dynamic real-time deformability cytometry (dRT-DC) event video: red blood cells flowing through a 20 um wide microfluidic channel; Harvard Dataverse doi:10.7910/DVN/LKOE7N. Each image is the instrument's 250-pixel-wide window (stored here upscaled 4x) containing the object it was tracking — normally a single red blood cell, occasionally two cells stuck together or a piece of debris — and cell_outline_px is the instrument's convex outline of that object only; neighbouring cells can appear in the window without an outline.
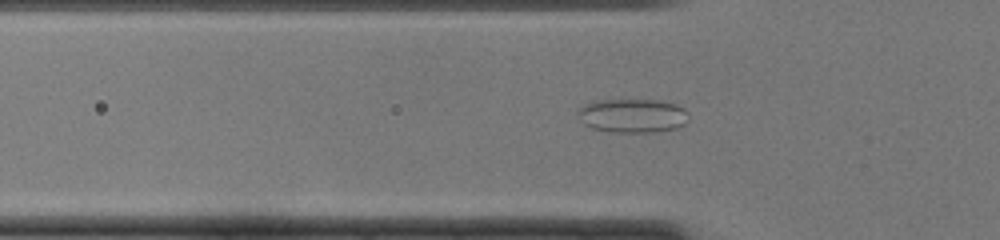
{"species": "common noctule bat (a hibernating species)", "species_latin": "Nyctalus noctula", "temperature_condition": "cold", "stored_images_in_passage": 49, "camera_frame_rate_fps": 3000, "um_per_image_px": 0.085, "animal": {"sex": "female", "body_mass_g": 22.0, "forearm_length_mm": 56.7}, "frame": {"image": 1, "passage_image": 16, "time_ms": 5.0, "image_size_px": [1000, 240], "cell_outline_px": [[688, 120], [684, 124], [676, 128], [652, 132], [608, 132], [592, 128], [584, 124], [580, 120], [576, 112], [584, 104], [596, 100], [656, 100], [676, 104], [684, 108], [688, 112]], "centroid_in_image_um": [53.75, 9.83], "position_along_channel_um": 72.1, "area_um2": 22.02}}
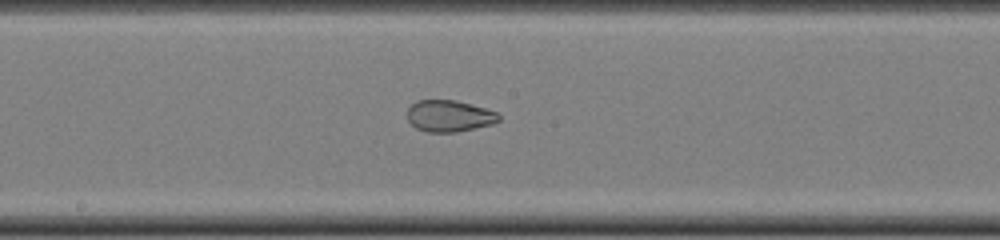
{"frame": {"image": 2, "passage_image": 26, "time_ms": 8.333, "image_size_px": [1000, 240], "cell_outline_px": [[500, 120], [492, 124], [456, 132], [428, 132], [416, 128], [408, 120], [408, 108], [416, 100], [456, 100], [484, 108], [496, 112], [500, 116]], "centroid_in_image_um": [38.17, 9.85], "position_along_channel_um": 210.0, "area_um2": 16.7}}
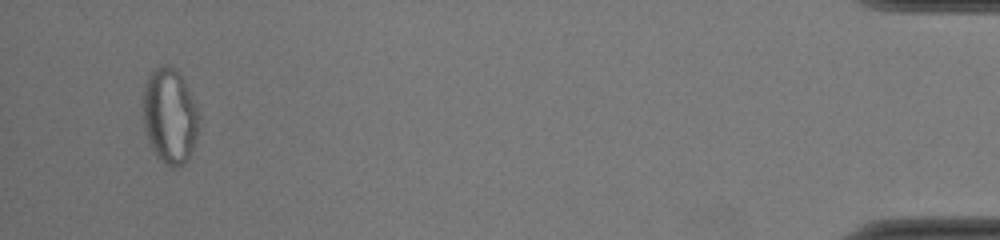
{"frame": {"image": 3, "passage_image": 47, "time_ms": 15.333, "image_size_px": [1000, 240], "cell_outline_px": [[200, 120], [196, 136], [188, 160], [180, 168], [172, 168], [164, 164], [156, 156], [148, 140], [144, 128], [144, 84], [148, 76], [160, 64], [168, 64], [176, 68], [184, 80], [200, 116]], "centroid_in_image_um": [14.43, 9.87], "position_along_channel_um": 420.8, "area_um2": 31.21}, "authors_computed_cell_mechanics": {"area_um2": 23.3512, "velocity_mm_per_s": 4.1334, "shape_relaxation_time_tau1_ms": null, "shape_relaxation_time_tau2_ms": 1.6617, "deformation_change_tau1": null, "deformation_change_tau2": 0.0626}}